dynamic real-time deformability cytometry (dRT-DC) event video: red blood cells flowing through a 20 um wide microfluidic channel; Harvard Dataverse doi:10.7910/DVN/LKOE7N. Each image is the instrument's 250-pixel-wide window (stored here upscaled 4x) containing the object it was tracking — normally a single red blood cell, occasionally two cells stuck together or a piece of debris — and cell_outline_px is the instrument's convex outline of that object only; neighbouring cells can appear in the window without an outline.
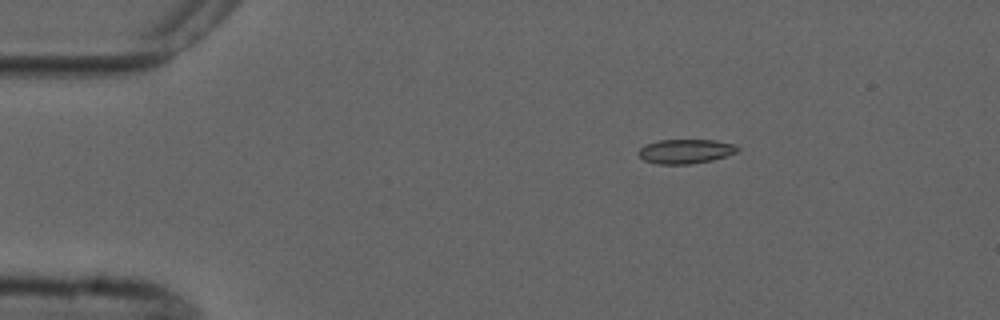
{"species": "common noctule bat (a hibernating species)", "species_latin": "Nyctalus noctula", "temperature_condition": "cold", "stored_images_in_passage": 6, "camera_frame_rate_fps": 3000, "um_per_image_px": 0.085, "animal": {"sex": "male", "forearm_length_mm": 52.5}, "frame": {"image": 1, "passage_image": 3, "time_ms": 2.667, "image_size_px": [1000, 320], "cell_outline_px": [[740, 148], [736, 152], [712, 160], [692, 164], [656, 164], [644, 160], [636, 152], [644, 144], [660, 140], [716, 140], [736, 144]], "centroid_in_image_um": [58.25, 12.86], "position_along_channel_um": 26.7, "area_um2": 14.16}}
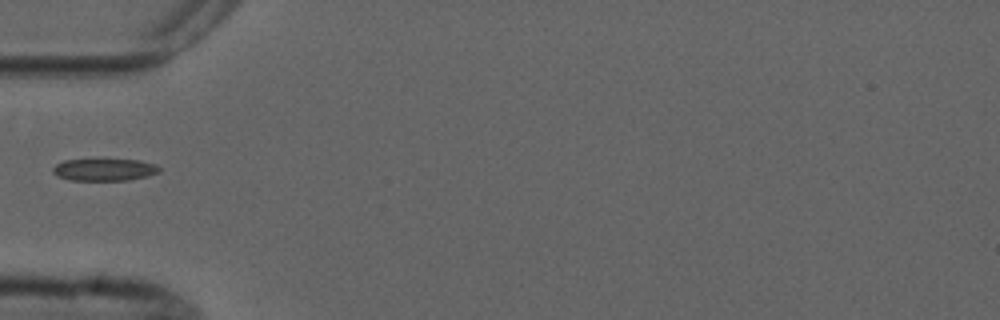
{"frame": {"image": 2, "passage_image": 5, "time_ms": 5.667, "image_size_px": [1000, 320], "cell_outline_px": [[160, 172], [148, 176], [128, 180], [72, 180], [56, 176], [52, 172], [52, 168], [56, 164], [64, 160], [100, 156], [140, 160], [156, 164], [160, 168]], "centroid_in_image_um": [8.86, 14.36], "position_along_channel_um": 76.1, "area_um2": 14.8}}
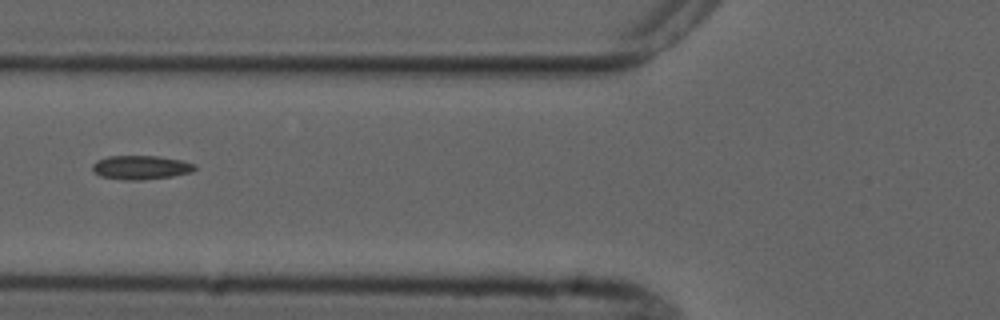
{"frame": {"image": 3, "passage_image": 6, "time_ms": 6.667, "image_size_px": [1000, 320], "cell_outline_px": [[196, 168], [192, 172], [172, 176], [140, 180], [124, 180], [100, 176], [92, 172], [92, 164], [96, 160], [108, 156], [156, 156], [180, 160], [196, 164]], "centroid_in_image_um": [11.93, 14.23], "position_along_channel_um": 113.9, "area_um2": 14.33}}